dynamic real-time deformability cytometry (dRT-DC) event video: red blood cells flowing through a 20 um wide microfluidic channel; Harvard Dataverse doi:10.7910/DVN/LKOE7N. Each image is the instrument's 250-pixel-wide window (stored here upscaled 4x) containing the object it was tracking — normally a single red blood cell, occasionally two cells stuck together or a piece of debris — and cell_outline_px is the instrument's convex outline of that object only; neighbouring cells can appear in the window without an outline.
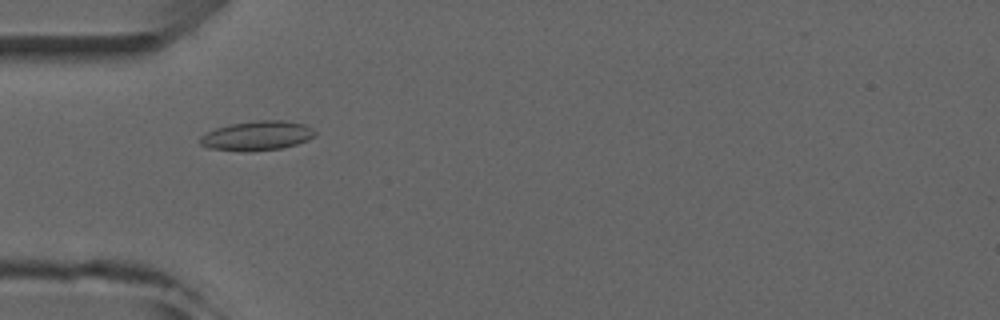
{"species": "common noctule bat (a hibernating species)", "species_latin": "Nyctalus noctula", "temperature_condition": "room temperature", "stored_images_in_passage": 8, "camera_frame_rate_fps": 3000, "um_per_image_px": 0.085, "animal": {"sex": "male", "forearm_length_mm": 52.5}, "frame": {"image": 1, "passage_image": 5, "time_ms": 4.667, "image_size_px": [1000, 320], "cell_outline_px": [[316, 136], [308, 140], [296, 144], [280, 148], [248, 152], [208, 148], [200, 144], [200, 136], [216, 128], [228, 124], [260, 120], [284, 120], [304, 124], [312, 128], [316, 132]], "centroid_in_image_um": [21.86, 11.53], "position_along_channel_um": 63.1, "area_um2": 19.77}}
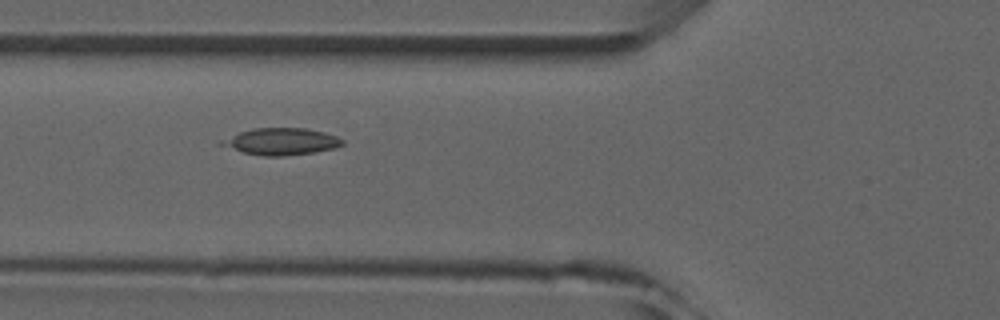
{"frame": {"image": 2, "passage_image": 6, "time_ms": 5.667, "image_size_px": [1000, 320], "cell_outline_px": [[344, 144], [332, 148], [312, 152], [280, 156], [264, 156], [244, 152], [216, 144], [220, 140], [240, 132], [252, 128], [304, 128], [324, 132], [336, 136], [344, 140]], "centroid_in_image_um": [23.87, 12.02], "position_along_channel_um": 101.9, "area_um2": 18.67}}
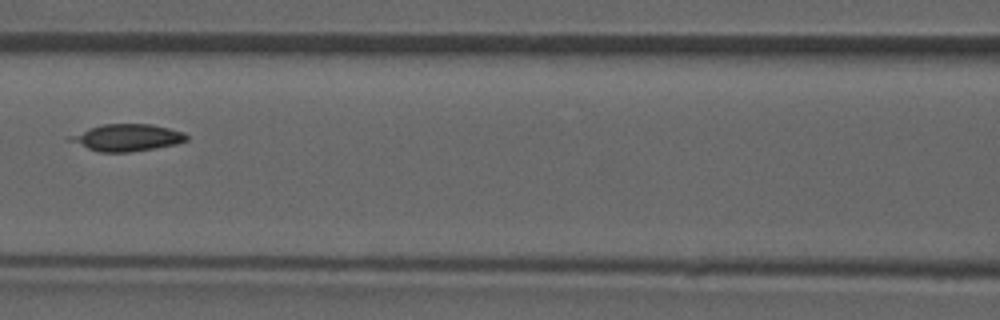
{"frame": {"image": 3, "passage_image": 7, "time_ms": 7.0, "image_size_px": [1000, 320], "cell_outline_px": [[188, 140], [176, 144], [156, 148], [128, 152], [100, 152], [88, 148], [68, 140], [68, 136], [88, 128], [104, 124], [152, 124], [184, 132], [188, 136]], "centroid_in_image_um": [10.82, 11.69], "position_along_channel_um": 155.8, "area_um2": 18.21}}